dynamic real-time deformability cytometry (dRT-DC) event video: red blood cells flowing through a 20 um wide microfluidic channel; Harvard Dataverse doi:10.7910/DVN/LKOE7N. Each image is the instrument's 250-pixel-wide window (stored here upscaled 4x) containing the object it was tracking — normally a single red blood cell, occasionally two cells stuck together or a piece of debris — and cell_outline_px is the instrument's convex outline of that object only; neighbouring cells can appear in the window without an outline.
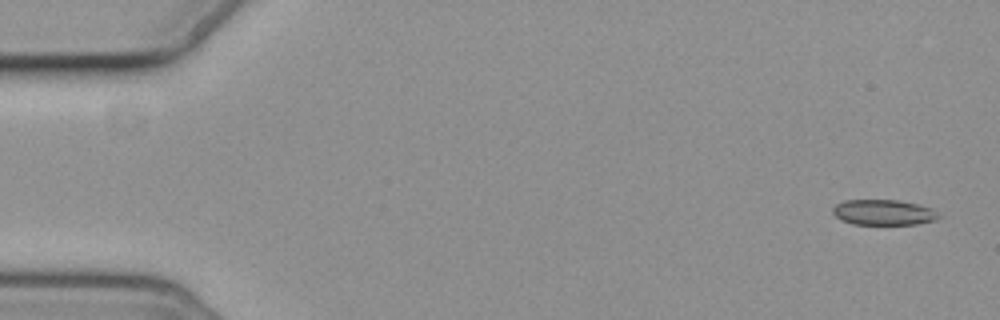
{"species": "common noctule bat (a hibernating species)", "species_latin": "Nyctalus noctula", "temperature_condition": "cold", "stored_images_in_passage": 5, "camera_frame_rate_fps": 3000, "um_per_image_px": 0.085, "animal": {"sex": "female", "body_mass_g": 19.3, "forearm_length_mm": 54.1}, "frame": {"image": 1, "passage_image": 1, "time_ms": 0.0, "image_size_px": [1000, 320], "cell_outline_px": [[940, 216], [936, 220], [916, 224], [852, 224], [840, 220], [832, 212], [832, 208], [836, 204], [844, 200], [896, 200], [920, 204], [932, 208]], "centroid_in_image_um": [75.09, 18.05], "position_along_channel_um": 9.9, "area_um2": 15.78}}
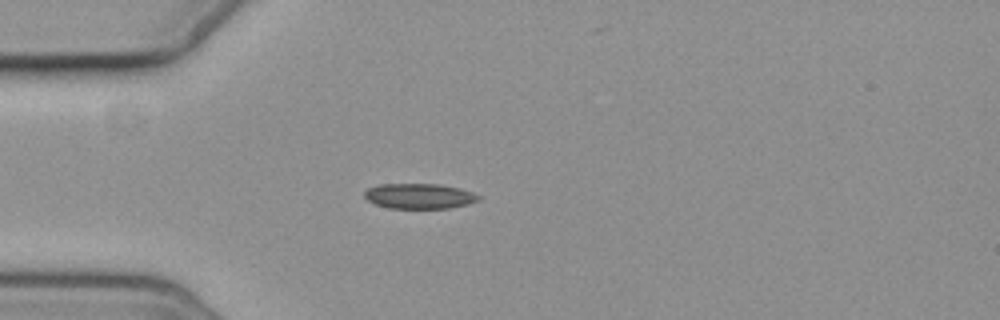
{"frame": {"image": 2, "passage_image": 5, "time_ms": 4.667, "image_size_px": [1000, 320], "cell_outline_px": [[480, 200], [468, 204], [448, 208], [388, 208], [376, 204], [368, 200], [364, 196], [364, 192], [368, 188], [380, 184], [440, 184], [460, 188], [472, 192], [480, 196]], "centroid_in_image_um": [35.65, 16.66], "position_along_channel_um": 49.3, "area_um2": 16.76}}